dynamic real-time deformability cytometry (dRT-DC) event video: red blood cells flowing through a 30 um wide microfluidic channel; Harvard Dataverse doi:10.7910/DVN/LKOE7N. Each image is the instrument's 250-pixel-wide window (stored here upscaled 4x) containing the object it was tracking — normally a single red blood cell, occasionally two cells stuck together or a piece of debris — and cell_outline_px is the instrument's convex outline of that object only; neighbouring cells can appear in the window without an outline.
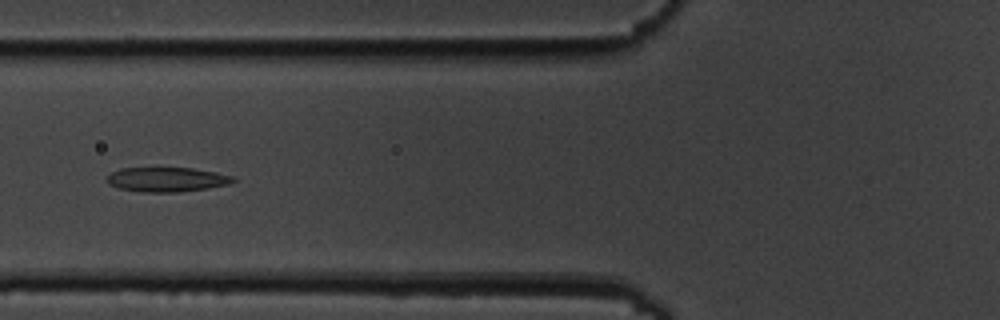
{"species": "common noctule bat (a hibernating species)", "species_latin": "Nyctalus noctula", "temperature_condition": "cold", "stored_images_in_passage": 10, "camera_frame_rate_fps": 3000, "um_per_image_px": 0.085, "animal": {"sex": "male", "body_mass_g": 19.5, "forearm_length_mm": 54.6}, "frame": {"image": 1, "passage_image": 5, "time_ms": 4.667, "image_size_px": [1000, 320], "cell_outline_px": [[236, 180], [228, 184], [208, 188], [180, 192], [140, 192], [120, 188], [108, 184], [108, 176], [112, 172], [120, 168], [192, 168], [216, 172], [236, 176]], "centroid_in_image_um": [14.22, 15.25], "position_along_channel_um": 111.6, "area_um2": 18.03}}
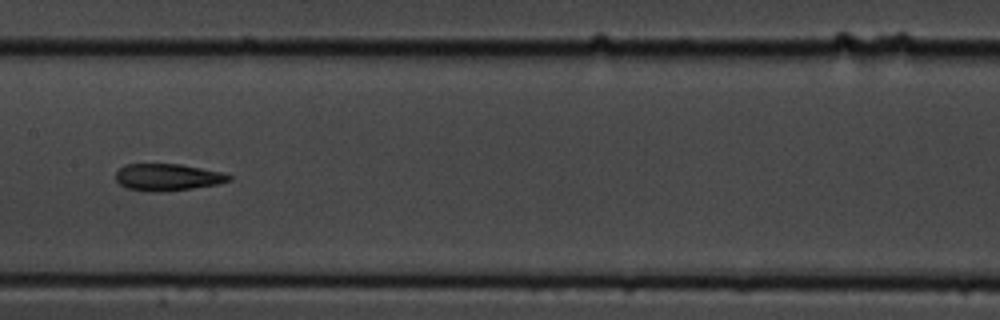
{"frame": {"image": 2, "passage_image": 7, "time_ms": 7.0, "image_size_px": [1000, 320], "cell_outline_px": [[232, 180], [216, 184], [192, 188], [128, 188], [120, 184], [116, 180], [116, 172], [124, 164], [180, 164], [220, 172], [232, 176]], "centroid_in_image_um": [14.27, 14.99], "position_along_channel_um": 193.1, "area_um2": 16.53}}
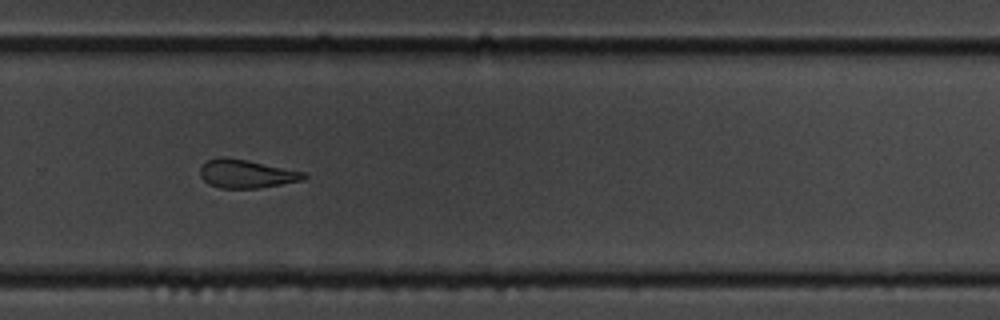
{"frame": {"image": 3, "passage_image": 10, "time_ms": 10.333, "image_size_px": [1000, 320], "cell_outline_px": [[308, 176], [304, 180], [256, 188], [220, 188], [208, 184], [200, 176], [200, 168], [208, 160], [224, 156], [248, 160], [304, 172]], "centroid_in_image_um": [20.93, 14.77], "position_along_channel_um": 308.9, "area_um2": 17.05}}